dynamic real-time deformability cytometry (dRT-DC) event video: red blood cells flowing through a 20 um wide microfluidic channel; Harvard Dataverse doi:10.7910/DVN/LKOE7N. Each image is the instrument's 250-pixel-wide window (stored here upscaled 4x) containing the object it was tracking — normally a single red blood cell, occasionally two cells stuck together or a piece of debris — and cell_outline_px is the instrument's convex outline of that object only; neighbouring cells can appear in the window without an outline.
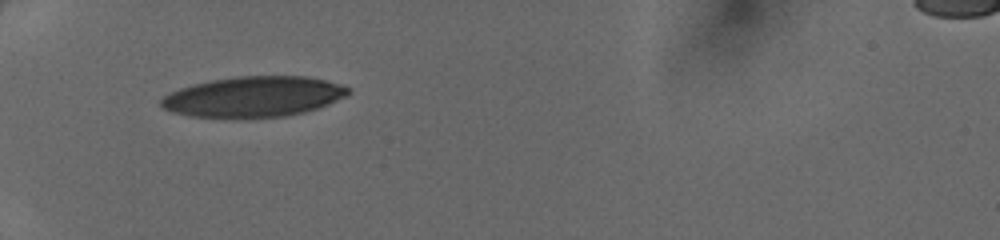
{"species": "human", "species_latin": "Homo sapiens", "temperature_condition": "cold", "stored_images_in_passage": 4, "camera_frame_rate_fps": 3000, "um_per_image_px": 0.085, "donor": {"sex": "female"}, "frame": {"image": 1, "passage_image": 1, "time_ms": 0.0, "image_size_px": [1000, 240], "cell_outline_px": [[352, 92], [348, 96], [328, 104], [304, 112], [288, 116], [192, 116], [172, 112], [164, 108], [160, 104], [160, 100], [164, 96], [180, 88], [212, 80], [236, 76], [304, 76], [324, 80], [348, 88]], "centroid_in_image_um": [21.58, 8.2], "position_along_channel_um": 63.4, "area_um2": 43.23}}
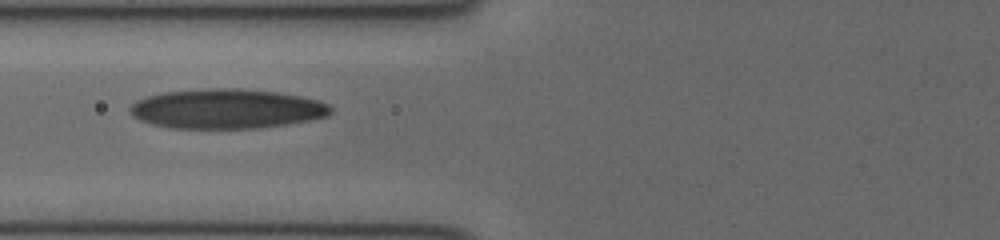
{"frame": {"image": 2, "passage_image": 3, "time_ms": 0.667, "image_size_px": [1000, 240], "cell_outline_px": [[332, 112], [328, 116], [308, 120], [260, 128], [168, 128], [152, 124], [140, 120], [132, 116], [128, 108], [136, 100], [148, 96], [164, 92], [204, 88], [240, 88], [276, 92], [300, 96], [320, 100], [328, 104], [332, 108]], "centroid_in_image_um": [19.24, 9.24], "position_along_channel_um": 106.6, "area_um2": 46.53}}